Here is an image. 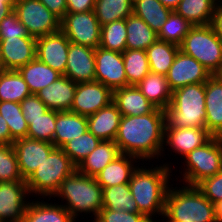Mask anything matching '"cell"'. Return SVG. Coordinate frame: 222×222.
Listing matches in <instances>:
<instances>
[{"instance_id": "ab89813d", "label": "cell", "mask_w": 222, "mask_h": 222, "mask_svg": "<svg viewBox=\"0 0 222 222\" xmlns=\"http://www.w3.org/2000/svg\"><path fill=\"white\" fill-rule=\"evenodd\" d=\"M188 20L177 14L174 10L168 16L165 24L157 33L161 41L173 43L180 46L189 30L193 27Z\"/></svg>"}, {"instance_id": "f35d334b", "label": "cell", "mask_w": 222, "mask_h": 222, "mask_svg": "<svg viewBox=\"0 0 222 222\" xmlns=\"http://www.w3.org/2000/svg\"><path fill=\"white\" fill-rule=\"evenodd\" d=\"M126 19L101 26L100 47L123 53L126 50Z\"/></svg>"}, {"instance_id": "e575fe53", "label": "cell", "mask_w": 222, "mask_h": 222, "mask_svg": "<svg viewBox=\"0 0 222 222\" xmlns=\"http://www.w3.org/2000/svg\"><path fill=\"white\" fill-rule=\"evenodd\" d=\"M103 208L140 213L131 194L129 183L103 188Z\"/></svg>"}, {"instance_id": "5bb4252c", "label": "cell", "mask_w": 222, "mask_h": 222, "mask_svg": "<svg viewBox=\"0 0 222 222\" xmlns=\"http://www.w3.org/2000/svg\"><path fill=\"white\" fill-rule=\"evenodd\" d=\"M28 194L26 181L0 183V222H22Z\"/></svg>"}, {"instance_id": "9c48e42d", "label": "cell", "mask_w": 222, "mask_h": 222, "mask_svg": "<svg viewBox=\"0 0 222 222\" xmlns=\"http://www.w3.org/2000/svg\"><path fill=\"white\" fill-rule=\"evenodd\" d=\"M14 12L27 33L35 38L61 30V20L39 0H15Z\"/></svg>"}, {"instance_id": "ac0fdd59", "label": "cell", "mask_w": 222, "mask_h": 222, "mask_svg": "<svg viewBox=\"0 0 222 222\" xmlns=\"http://www.w3.org/2000/svg\"><path fill=\"white\" fill-rule=\"evenodd\" d=\"M64 75L75 83L95 81V49L70 42Z\"/></svg>"}, {"instance_id": "8fae6325", "label": "cell", "mask_w": 222, "mask_h": 222, "mask_svg": "<svg viewBox=\"0 0 222 222\" xmlns=\"http://www.w3.org/2000/svg\"><path fill=\"white\" fill-rule=\"evenodd\" d=\"M95 81L102 83L112 91L127 86L121 52L100 46L95 49Z\"/></svg>"}, {"instance_id": "5b68a950", "label": "cell", "mask_w": 222, "mask_h": 222, "mask_svg": "<svg viewBox=\"0 0 222 222\" xmlns=\"http://www.w3.org/2000/svg\"><path fill=\"white\" fill-rule=\"evenodd\" d=\"M55 196L67 201V205L62 206L75 220L83 212H92L96 218L103 208V188L95 177L86 176L77 170L62 181Z\"/></svg>"}, {"instance_id": "9f6ffc18", "label": "cell", "mask_w": 222, "mask_h": 222, "mask_svg": "<svg viewBox=\"0 0 222 222\" xmlns=\"http://www.w3.org/2000/svg\"><path fill=\"white\" fill-rule=\"evenodd\" d=\"M215 3L218 5V4H222V0H214Z\"/></svg>"}, {"instance_id": "7c38bea8", "label": "cell", "mask_w": 222, "mask_h": 222, "mask_svg": "<svg viewBox=\"0 0 222 222\" xmlns=\"http://www.w3.org/2000/svg\"><path fill=\"white\" fill-rule=\"evenodd\" d=\"M113 101V91L98 81L77 83L70 111L89 116Z\"/></svg>"}, {"instance_id": "4fadbf2b", "label": "cell", "mask_w": 222, "mask_h": 222, "mask_svg": "<svg viewBox=\"0 0 222 222\" xmlns=\"http://www.w3.org/2000/svg\"><path fill=\"white\" fill-rule=\"evenodd\" d=\"M211 76L202 64L181 50L176 54L173 64L166 74L172 91L190 84L205 83Z\"/></svg>"}, {"instance_id": "6f0895ef", "label": "cell", "mask_w": 222, "mask_h": 222, "mask_svg": "<svg viewBox=\"0 0 222 222\" xmlns=\"http://www.w3.org/2000/svg\"><path fill=\"white\" fill-rule=\"evenodd\" d=\"M220 78H221V80H222V68H221V70H220V72L217 74Z\"/></svg>"}, {"instance_id": "d6a6232c", "label": "cell", "mask_w": 222, "mask_h": 222, "mask_svg": "<svg viewBox=\"0 0 222 222\" xmlns=\"http://www.w3.org/2000/svg\"><path fill=\"white\" fill-rule=\"evenodd\" d=\"M180 46L157 39L146 49L150 72L166 76Z\"/></svg>"}, {"instance_id": "94428289", "label": "cell", "mask_w": 222, "mask_h": 222, "mask_svg": "<svg viewBox=\"0 0 222 222\" xmlns=\"http://www.w3.org/2000/svg\"><path fill=\"white\" fill-rule=\"evenodd\" d=\"M165 220H168L166 222H177V221H170L168 218L167 219L165 218Z\"/></svg>"}, {"instance_id": "1f68e13d", "label": "cell", "mask_w": 222, "mask_h": 222, "mask_svg": "<svg viewBox=\"0 0 222 222\" xmlns=\"http://www.w3.org/2000/svg\"><path fill=\"white\" fill-rule=\"evenodd\" d=\"M172 11L159 0H133V14L145 21L156 33Z\"/></svg>"}, {"instance_id": "ee69618b", "label": "cell", "mask_w": 222, "mask_h": 222, "mask_svg": "<svg viewBox=\"0 0 222 222\" xmlns=\"http://www.w3.org/2000/svg\"><path fill=\"white\" fill-rule=\"evenodd\" d=\"M196 187L213 204L222 200V171L203 179Z\"/></svg>"}, {"instance_id": "30bf717a", "label": "cell", "mask_w": 222, "mask_h": 222, "mask_svg": "<svg viewBox=\"0 0 222 222\" xmlns=\"http://www.w3.org/2000/svg\"><path fill=\"white\" fill-rule=\"evenodd\" d=\"M61 31L72 43L92 49L100 45L101 25L94 11L66 13L61 20Z\"/></svg>"}, {"instance_id": "7402d4cb", "label": "cell", "mask_w": 222, "mask_h": 222, "mask_svg": "<svg viewBox=\"0 0 222 222\" xmlns=\"http://www.w3.org/2000/svg\"><path fill=\"white\" fill-rule=\"evenodd\" d=\"M122 115L116 105L111 102L92 115L87 116L88 131L101 141H114Z\"/></svg>"}, {"instance_id": "f907efd6", "label": "cell", "mask_w": 222, "mask_h": 222, "mask_svg": "<svg viewBox=\"0 0 222 222\" xmlns=\"http://www.w3.org/2000/svg\"><path fill=\"white\" fill-rule=\"evenodd\" d=\"M215 34L222 40V4H218L215 9L211 24Z\"/></svg>"}, {"instance_id": "74e56055", "label": "cell", "mask_w": 222, "mask_h": 222, "mask_svg": "<svg viewBox=\"0 0 222 222\" xmlns=\"http://www.w3.org/2000/svg\"><path fill=\"white\" fill-rule=\"evenodd\" d=\"M0 114L6 120L11 134V145L15 140L27 138L28 124L20 103L0 101Z\"/></svg>"}, {"instance_id": "d6986e66", "label": "cell", "mask_w": 222, "mask_h": 222, "mask_svg": "<svg viewBox=\"0 0 222 222\" xmlns=\"http://www.w3.org/2000/svg\"><path fill=\"white\" fill-rule=\"evenodd\" d=\"M214 136L206 128H164V146L184 157L209 142Z\"/></svg>"}, {"instance_id": "b9f144b4", "label": "cell", "mask_w": 222, "mask_h": 222, "mask_svg": "<svg viewBox=\"0 0 222 222\" xmlns=\"http://www.w3.org/2000/svg\"><path fill=\"white\" fill-rule=\"evenodd\" d=\"M56 110H48L43 116L29 118L27 138L53 143Z\"/></svg>"}, {"instance_id": "7a4b0ae2", "label": "cell", "mask_w": 222, "mask_h": 222, "mask_svg": "<svg viewBox=\"0 0 222 222\" xmlns=\"http://www.w3.org/2000/svg\"><path fill=\"white\" fill-rule=\"evenodd\" d=\"M169 164L152 168H141L133 172L129 182L131 194L136 201L138 210L153 221L155 214L164 215L165 198L168 191L171 168ZM155 213V214H154Z\"/></svg>"}, {"instance_id": "c3c4849f", "label": "cell", "mask_w": 222, "mask_h": 222, "mask_svg": "<svg viewBox=\"0 0 222 222\" xmlns=\"http://www.w3.org/2000/svg\"><path fill=\"white\" fill-rule=\"evenodd\" d=\"M96 0H66V13L93 11Z\"/></svg>"}, {"instance_id": "52a82bcc", "label": "cell", "mask_w": 222, "mask_h": 222, "mask_svg": "<svg viewBox=\"0 0 222 222\" xmlns=\"http://www.w3.org/2000/svg\"><path fill=\"white\" fill-rule=\"evenodd\" d=\"M180 50L202 64L211 75L222 68V40L211 25H195L184 37Z\"/></svg>"}, {"instance_id": "484cf974", "label": "cell", "mask_w": 222, "mask_h": 222, "mask_svg": "<svg viewBox=\"0 0 222 222\" xmlns=\"http://www.w3.org/2000/svg\"><path fill=\"white\" fill-rule=\"evenodd\" d=\"M121 155L114 141H101L99 145L76 167L79 173L96 177L110 162Z\"/></svg>"}, {"instance_id": "2e32d148", "label": "cell", "mask_w": 222, "mask_h": 222, "mask_svg": "<svg viewBox=\"0 0 222 222\" xmlns=\"http://www.w3.org/2000/svg\"><path fill=\"white\" fill-rule=\"evenodd\" d=\"M19 165L20 173L24 180L45 160V157L56 148L53 143L30 138L15 140L12 144Z\"/></svg>"}, {"instance_id": "603a6c76", "label": "cell", "mask_w": 222, "mask_h": 222, "mask_svg": "<svg viewBox=\"0 0 222 222\" xmlns=\"http://www.w3.org/2000/svg\"><path fill=\"white\" fill-rule=\"evenodd\" d=\"M112 102L122 116L146 115L156 108L135 85L114 90Z\"/></svg>"}, {"instance_id": "7dc6e473", "label": "cell", "mask_w": 222, "mask_h": 222, "mask_svg": "<svg viewBox=\"0 0 222 222\" xmlns=\"http://www.w3.org/2000/svg\"><path fill=\"white\" fill-rule=\"evenodd\" d=\"M20 104L26 121H28L29 118L41 117L49 110L36 94H31L26 97Z\"/></svg>"}, {"instance_id": "4dcf8cb0", "label": "cell", "mask_w": 222, "mask_h": 222, "mask_svg": "<svg viewBox=\"0 0 222 222\" xmlns=\"http://www.w3.org/2000/svg\"><path fill=\"white\" fill-rule=\"evenodd\" d=\"M126 49L146 50L157 39V33L134 14L126 18Z\"/></svg>"}, {"instance_id": "6da1fadb", "label": "cell", "mask_w": 222, "mask_h": 222, "mask_svg": "<svg viewBox=\"0 0 222 222\" xmlns=\"http://www.w3.org/2000/svg\"><path fill=\"white\" fill-rule=\"evenodd\" d=\"M165 111L155 108L139 116H122L114 142L121 154L139 160L158 159L164 151Z\"/></svg>"}, {"instance_id": "83f0119b", "label": "cell", "mask_w": 222, "mask_h": 222, "mask_svg": "<svg viewBox=\"0 0 222 222\" xmlns=\"http://www.w3.org/2000/svg\"><path fill=\"white\" fill-rule=\"evenodd\" d=\"M17 71L24 78L31 94H37V92L62 76L61 73L52 69L37 57Z\"/></svg>"}, {"instance_id": "4316f807", "label": "cell", "mask_w": 222, "mask_h": 222, "mask_svg": "<svg viewBox=\"0 0 222 222\" xmlns=\"http://www.w3.org/2000/svg\"><path fill=\"white\" fill-rule=\"evenodd\" d=\"M136 87L156 108L165 110L172 99V90L165 75L149 72Z\"/></svg>"}, {"instance_id": "3957f363", "label": "cell", "mask_w": 222, "mask_h": 222, "mask_svg": "<svg viewBox=\"0 0 222 222\" xmlns=\"http://www.w3.org/2000/svg\"><path fill=\"white\" fill-rule=\"evenodd\" d=\"M165 111V128H205V83L190 84L172 91Z\"/></svg>"}, {"instance_id": "11a10c76", "label": "cell", "mask_w": 222, "mask_h": 222, "mask_svg": "<svg viewBox=\"0 0 222 222\" xmlns=\"http://www.w3.org/2000/svg\"><path fill=\"white\" fill-rule=\"evenodd\" d=\"M164 6L174 10L181 0H159Z\"/></svg>"}, {"instance_id": "f1b7e54d", "label": "cell", "mask_w": 222, "mask_h": 222, "mask_svg": "<svg viewBox=\"0 0 222 222\" xmlns=\"http://www.w3.org/2000/svg\"><path fill=\"white\" fill-rule=\"evenodd\" d=\"M72 215L62 205L31 201L22 222H74Z\"/></svg>"}, {"instance_id": "8992f818", "label": "cell", "mask_w": 222, "mask_h": 222, "mask_svg": "<svg viewBox=\"0 0 222 222\" xmlns=\"http://www.w3.org/2000/svg\"><path fill=\"white\" fill-rule=\"evenodd\" d=\"M76 170V166L61 148H55L26 180L29 193L53 197L62 181ZM33 193V194H32Z\"/></svg>"}, {"instance_id": "277c9868", "label": "cell", "mask_w": 222, "mask_h": 222, "mask_svg": "<svg viewBox=\"0 0 222 222\" xmlns=\"http://www.w3.org/2000/svg\"><path fill=\"white\" fill-rule=\"evenodd\" d=\"M177 222H217L214 204L196 186L168 188L163 218Z\"/></svg>"}, {"instance_id": "d4e9b609", "label": "cell", "mask_w": 222, "mask_h": 222, "mask_svg": "<svg viewBox=\"0 0 222 222\" xmlns=\"http://www.w3.org/2000/svg\"><path fill=\"white\" fill-rule=\"evenodd\" d=\"M136 159V160H135ZM139 158L121 154L110 162L95 178L102 188L130 182L133 172L138 166L134 164ZM135 161V163H133Z\"/></svg>"}, {"instance_id": "cb8c5ba5", "label": "cell", "mask_w": 222, "mask_h": 222, "mask_svg": "<svg viewBox=\"0 0 222 222\" xmlns=\"http://www.w3.org/2000/svg\"><path fill=\"white\" fill-rule=\"evenodd\" d=\"M88 131L87 116L71 111H56L53 145L61 148L68 141Z\"/></svg>"}, {"instance_id": "f546056e", "label": "cell", "mask_w": 222, "mask_h": 222, "mask_svg": "<svg viewBox=\"0 0 222 222\" xmlns=\"http://www.w3.org/2000/svg\"><path fill=\"white\" fill-rule=\"evenodd\" d=\"M217 4L214 0H181L174 11L192 25H210Z\"/></svg>"}, {"instance_id": "bcb514c9", "label": "cell", "mask_w": 222, "mask_h": 222, "mask_svg": "<svg viewBox=\"0 0 222 222\" xmlns=\"http://www.w3.org/2000/svg\"><path fill=\"white\" fill-rule=\"evenodd\" d=\"M25 26L13 11L0 22V38L27 37Z\"/></svg>"}, {"instance_id": "44dd1931", "label": "cell", "mask_w": 222, "mask_h": 222, "mask_svg": "<svg viewBox=\"0 0 222 222\" xmlns=\"http://www.w3.org/2000/svg\"><path fill=\"white\" fill-rule=\"evenodd\" d=\"M76 88L77 83L62 75L36 95L50 110L70 111Z\"/></svg>"}, {"instance_id": "8d00e7d4", "label": "cell", "mask_w": 222, "mask_h": 222, "mask_svg": "<svg viewBox=\"0 0 222 222\" xmlns=\"http://www.w3.org/2000/svg\"><path fill=\"white\" fill-rule=\"evenodd\" d=\"M122 56L127 86H136L150 72L146 50L126 49Z\"/></svg>"}, {"instance_id": "7bdbcfd3", "label": "cell", "mask_w": 222, "mask_h": 222, "mask_svg": "<svg viewBox=\"0 0 222 222\" xmlns=\"http://www.w3.org/2000/svg\"><path fill=\"white\" fill-rule=\"evenodd\" d=\"M26 181L23 179L12 145L0 144V183Z\"/></svg>"}, {"instance_id": "f5cc1de1", "label": "cell", "mask_w": 222, "mask_h": 222, "mask_svg": "<svg viewBox=\"0 0 222 222\" xmlns=\"http://www.w3.org/2000/svg\"><path fill=\"white\" fill-rule=\"evenodd\" d=\"M15 0H0V22L14 11Z\"/></svg>"}, {"instance_id": "e0dca14e", "label": "cell", "mask_w": 222, "mask_h": 222, "mask_svg": "<svg viewBox=\"0 0 222 222\" xmlns=\"http://www.w3.org/2000/svg\"><path fill=\"white\" fill-rule=\"evenodd\" d=\"M70 41L60 30L56 33L38 37L36 40V57L58 71L65 74Z\"/></svg>"}, {"instance_id": "f6af8a7d", "label": "cell", "mask_w": 222, "mask_h": 222, "mask_svg": "<svg viewBox=\"0 0 222 222\" xmlns=\"http://www.w3.org/2000/svg\"><path fill=\"white\" fill-rule=\"evenodd\" d=\"M97 218L101 222H152L142 213L114 211L102 208Z\"/></svg>"}, {"instance_id": "ba28073f", "label": "cell", "mask_w": 222, "mask_h": 222, "mask_svg": "<svg viewBox=\"0 0 222 222\" xmlns=\"http://www.w3.org/2000/svg\"><path fill=\"white\" fill-rule=\"evenodd\" d=\"M186 170L183 179L188 186H196L203 179L222 171V137H213L203 146L183 157Z\"/></svg>"}, {"instance_id": "d590c367", "label": "cell", "mask_w": 222, "mask_h": 222, "mask_svg": "<svg viewBox=\"0 0 222 222\" xmlns=\"http://www.w3.org/2000/svg\"><path fill=\"white\" fill-rule=\"evenodd\" d=\"M93 11L102 26L132 15L133 0H96Z\"/></svg>"}, {"instance_id": "681fc988", "label": "cell", "mask_w": 222, "mask_h": 222, "mask_svg": "<svg viewBox=\"0 0 222 222\" xmlns=\"http://www.w3.org/2000/svg\"><path fill=\"white\" fill-rule=\"evenodd\" d=\"M44 4L54 15L62 20L67 11L66 0H39Z\"/></svg>"}, {"instance_id": "816d5d0a", "label": "cell", "mask_w": 222, "mask_h": 222, "mask_svg": "<svg viewBox=\"0 0 222 222\" xmlns=\"http://www.w3.org/2000/svg\"><path fill=\"white\" fill-rule=\"evenodd\" d=\"M0 144L11 145V134L6 120L0 114Z\"/></svg>"}, {"instance_id": "836d02e7", "label": "cell", "mask_w": 222, "mask_h": 222, "mask_svg": "<svg viewBox=\"0 0 222 222\" xmlns=\"http://www.w3.org/2000/svg\"><path fill=\"white\" fill-rule=\"evenodd\" d=\"M30 95L27 83L17 70H0V101L20 103Z\"/></svg>"}, {"instance_id": "60d3db41", "label": "cell", "mask_w": 222, "mask_h": 222, "mask_svg": "<svg viewBox=\"0 0 222 222\" xmlns=\"http://www.w3.org/2000/svg\"><path fill=\"white\" fill-rule=\"evenodd\" d=\"M101 142L91 132L87 131L83 135L65 143L61 149L77 167Z\"/></svg>"}, {"instance_id": "ffe728a7", "label": "cell", "mask_w": 222, "mask_h": 222, "mask_svg": "<svg viewBox=\"0 0 222 222\" xmlns=\"http://www.w3.org/2000/svg\"><path fill=\"white\" fill-rule=\"evenodd\" d=\"M205 110V128L214 137H222V80L218 75L205 82Z\"/></svg>"}, {"instance_id": "9a60e30c", "label": "cell", "mask_w": 222, "mask_h": 222, "mask_svg": "<svg viewBox=\"0 0 222 222\" xmlns=\"http://www.w3.org/2000/svg\"><path fill=\"white\" fill-rule=\"evenodd\" d=\"M37 38H0V57L2 70H18L36 57Z\"/></svg>"}, {"instance_id": "91938a15", "label": "cell", "mask_w": 222, "mask_h": 222, "mask_svg": "<svg viewBox=\"0 0 222 222\" xmlns=\"http://www.w3.org/2000/svg\"><path fill=\"white\" fill-rule=\"evenodd\" d=\"M0 70H2V62H1V57H0Z\"/></svg>"}, {"instance_id": "db71d44e", "label": "cell", "mask_w": 222, "mask_h": 222, "mask_svg": "<svg viewBox=\"0 0 222 222\" xmlns=\"http://www.w3.org/2000/svg\"><path fill=\"white\" fill-rule=\"evenodd\" d=\"M214 210L217 222H222V200L214 204Z\"/></svg>"}, {"instance_id": "680465c9", "label": "cell", "mask_w": 222, "mask_h": 222, "mask_svg": "<svg viewBox=\"0 0 222 222\" xmlns=\"http://www.w3.org/2000/svg\"><path fill=\"white\" fill-rule=\"evenodd\" d=\"M93 222H101V221L97 217L96 218L94 217Z\"/></svg>"}]
</instances>
